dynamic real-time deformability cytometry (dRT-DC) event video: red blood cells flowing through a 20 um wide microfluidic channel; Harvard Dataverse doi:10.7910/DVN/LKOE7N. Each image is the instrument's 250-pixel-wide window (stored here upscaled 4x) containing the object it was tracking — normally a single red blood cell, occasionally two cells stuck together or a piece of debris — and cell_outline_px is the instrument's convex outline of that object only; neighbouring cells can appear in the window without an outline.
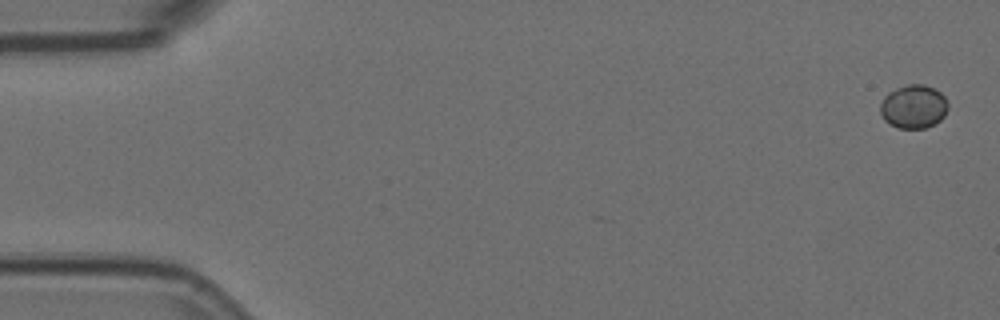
{"species": "Egyptian fruit bat (a non-hibernating species)", "species_latin": "Rousettus aegyptiacus", "temperature_condition": "room temperature", "stored_images_in_passage": 7, "camera_frame_rate_fps": 3000, "um_per_image_px": 0.085, "animal": {"sex": "female"}, "frame": {"image": 1, "passage_image": 1, "time_ms": 0.0, "image_size_px": [1000, 320], "cell_outline_px": [[948, 108], [944, 116], [940, 120], [924, 128], [900, 128], [888, 124], [884, 120], [880, 112], [880, 104], [884, 96], [888, 92], [904, 84], [924, 84], [936, 88], [948, 100]], "centroid_in_image_um": [77.65, 9.04], "position_along_channel_um": 7.4, "area_um2": 17.46}}
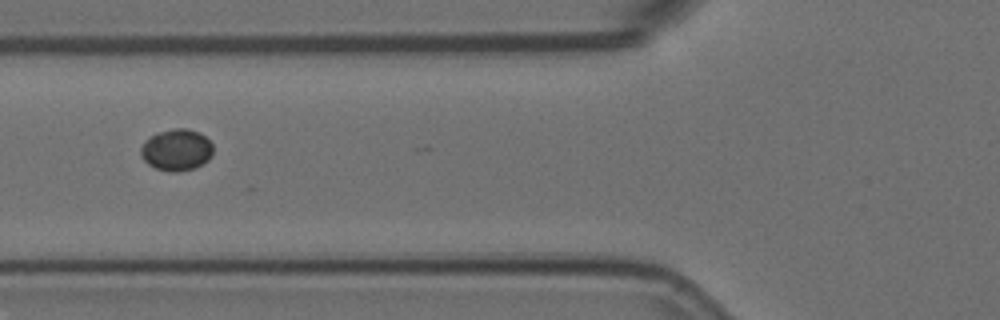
{"frame": {"image": 2, "passage_image": 7, "time_ms": 2.0, "image_size_px": [1000, 320], "cell_outline_px": [[212, 156], [208, 160], [196, 168], [176, 172], [172, 172], [156, 168], [148, 164], [140, 156], [140, 148], [144, 140], [148, 136], [172, 128], [188, 128], [200, 132], [212, 144]], "centroid_in_image_um": [14.99, 12.73], "position_along_channel_um": 110.8, "area_um2": 17.74}}